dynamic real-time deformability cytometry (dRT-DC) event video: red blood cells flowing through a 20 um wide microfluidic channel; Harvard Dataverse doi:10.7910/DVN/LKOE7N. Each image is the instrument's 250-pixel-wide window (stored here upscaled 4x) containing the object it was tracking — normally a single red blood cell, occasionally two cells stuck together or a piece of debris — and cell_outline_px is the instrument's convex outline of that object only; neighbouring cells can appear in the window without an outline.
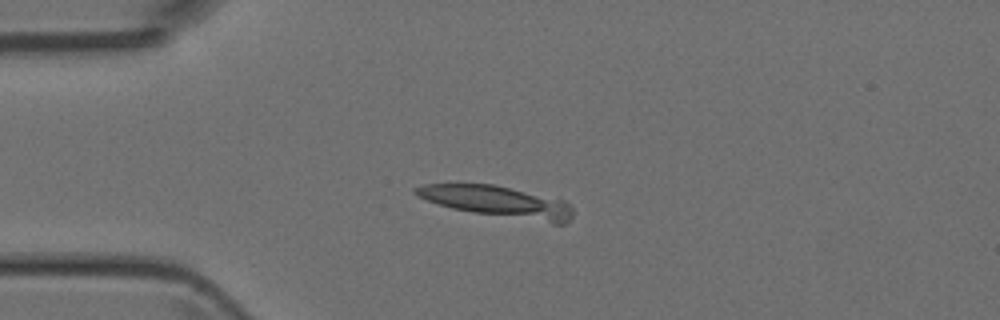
{"species": "Egyptian fruit bat (a non-hibernating species)", "species_latin": "Rousettus aegyptiacus", "temperature_condition": "room temperature", "stored_images_in_passage": 14, "camera_frame_rate_fps": 3000, "um_per_image_px": 0.085, "animal": {"sex": "female"}, "frame": {"image": 1, "passage_image": 12, "time_ms": 3.667, "image_size_px": [1000, 320], "cell_outline_px": [[572, 216], [564, 224], [552, 224], [472, 212], [452, 208], [428, 200], [412, 192], [412, 188], [424, 184], [492, 184], [564, 200], [572, 208]], "centroid_in_image_um": [42.31, 17.15], "position_along_channel_um": 42.7, "area_um2": 28.32}}